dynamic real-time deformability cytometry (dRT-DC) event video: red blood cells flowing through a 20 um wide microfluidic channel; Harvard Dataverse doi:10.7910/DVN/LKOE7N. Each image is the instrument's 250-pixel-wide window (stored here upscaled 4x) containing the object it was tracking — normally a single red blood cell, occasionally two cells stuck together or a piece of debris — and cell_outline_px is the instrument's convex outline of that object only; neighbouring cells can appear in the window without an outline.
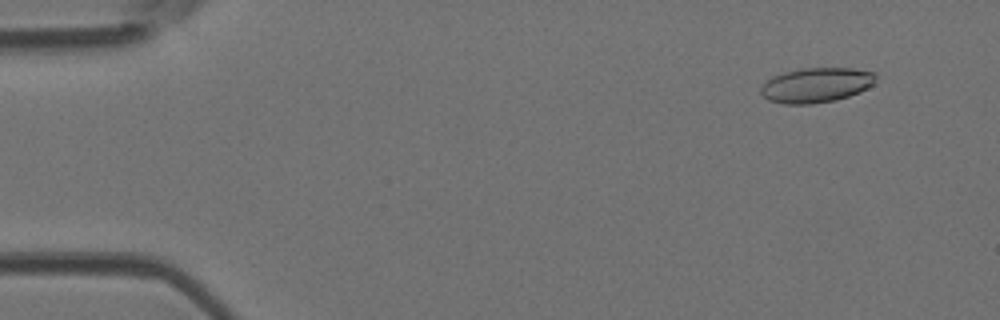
{"species": "Egyptian fruit bat (a non-hibernating species)", "species_latin": "Rousettus aegyptiacus", "temperature_condition": "room temperature", "stored_images_in_passage": 5, "camera_frame_rate_fps": 3000, "um_per_image_px": 0.085, "animal": {"sex": "female"}, "frame": {"image": 1, "passage_image": 2, "time_ms": 0.333, "image_size_px": [1000, 320], "cell_outline_px": [[876, 80], [872, 84], [860, 92], [836, 100], [812, 104], [784, 104], [768, 100], [760, 92], [760, 88], [772, 76], [784, 72], [800, 68], [852, 68], [876, 72]], "centroid_in_image_um": [69.38, 7.23], "position_along_channel_um": 15.6, "area_um2": 23.41}}